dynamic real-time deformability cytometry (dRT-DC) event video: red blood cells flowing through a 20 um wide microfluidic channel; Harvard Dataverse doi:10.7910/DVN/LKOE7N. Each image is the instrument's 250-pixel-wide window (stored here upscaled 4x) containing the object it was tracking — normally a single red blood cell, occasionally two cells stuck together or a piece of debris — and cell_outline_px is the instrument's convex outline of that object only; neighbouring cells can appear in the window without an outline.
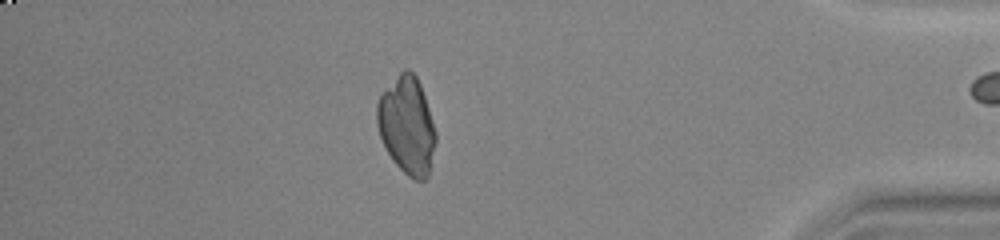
{"species": "common noctule bat (a hibernating species)", "species_latin": "Nyctalus noctula", "temperature_condition": "warm", "stored_images_in_passage": 34, "camera_frame_rate_fps": 3000, "um_per_image_px": 0.085, "animal": {"sex": "female", "body_mass_g": 23.0, "forearm_length_mm": 53.4}, "frame": {"image": 1, "passage_image": 33, "time_ms": 10.667, "image_size_px": [1000, 240], "cell_outline_px": [[436, 140], [428, 176], [424, 180], [416, 180], [408, 176], [392, 160], [380, 136], [376, 124], [376, 104], [380, 96], [400, 72], [404, 68], [408, 68], [416, 76], [420, 84], [436, 132]], "centroid_in_image_um": [34.58, 10.66], "position_along_channel_um": 400.6, "area_um2": 33.0}}